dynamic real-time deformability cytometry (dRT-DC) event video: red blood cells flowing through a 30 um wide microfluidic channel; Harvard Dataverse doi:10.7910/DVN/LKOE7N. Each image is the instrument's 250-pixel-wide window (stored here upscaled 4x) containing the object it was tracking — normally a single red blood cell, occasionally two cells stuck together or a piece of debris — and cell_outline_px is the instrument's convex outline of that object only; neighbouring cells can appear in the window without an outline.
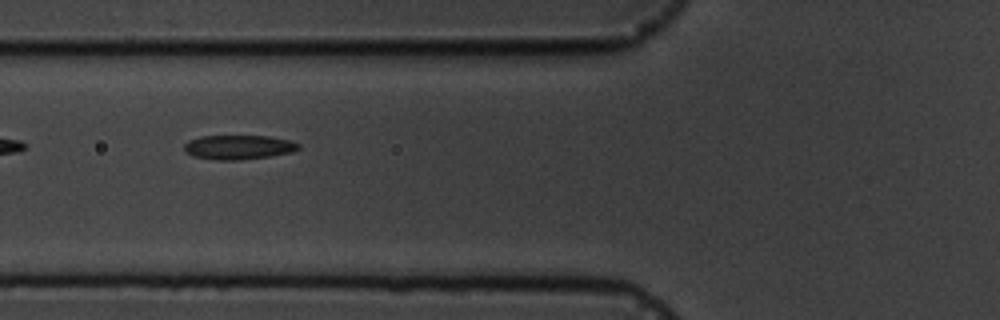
{"species": "common noctule bat (a hibernating species)", "species_latin": "Nyctalus noctula", "temperature_condition": "cold", "stored_images_in_passage": 13, "camera_frame_rate_fps": 3000, "um_per_image_px": 0.085, "animal": {"sex": "male", "body_mass_g": 19.5, "forearm_length_mm": 54.6}, "frame": {"image": 1, "passage_image": 3, "time_ms": 2.0, "image_size_px": [1000, 320], "cell_outline_px": [[300, 148], [292, 152], [268, 156], [240, 160], [216, 160], [192, 156], [184, 152], [184, 144], [188, 140], [200, 136], [268, 136], [288, 140], [300, 144]], "centroid_in_image_um": [20.22, 12.51], "position_along_channel_um": 105.6, "area_um2": 16.24}}
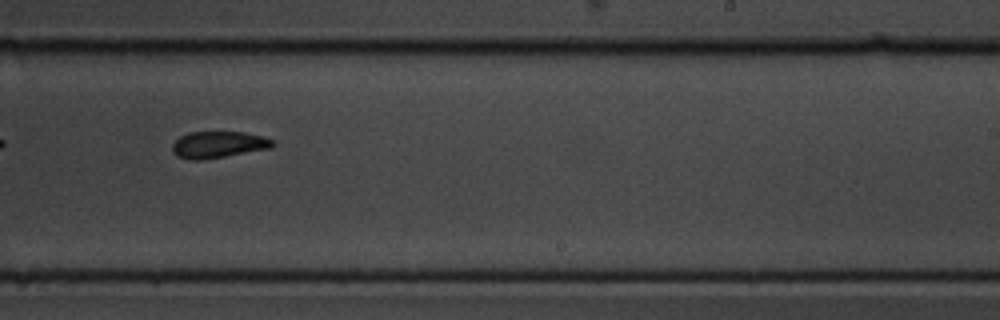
{"frame": {"image": 2, "passage_image": 7, "time_ms": 6.667, "image_size_px": [1000, 320], "cell_outline_px": [[276, 144], [272, 148], [204, 160], [188, 160], [176, 156], [172, 152], [172, 144], [180, 136], [188, 132], [244, 132], [264, 136], [276, 140]], "centroid_in_image_um": [18.59, 12.3], "position_along_channel_um": 270.4, "area_um2": 15.95}}
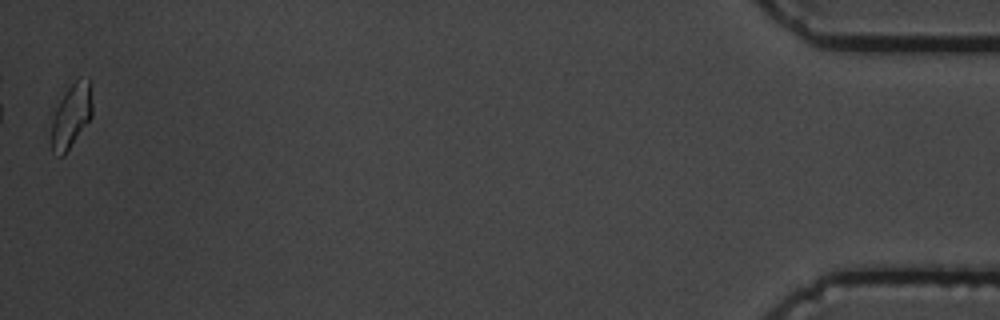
{"frame": {"image": 3, "passage_image": 13, "time_ms": 13.667, "image_size_px": [1000, 320], "cell_outline_px": [[92, 116], [64, 156], [60, 156], [52, 152], [52, 120], [56, 108], [60, 100], [68, 88], [76, 80], [88, 76], [92, 80]], "centroid_in_image_um": [6.1, 9.8], "position_along_channel_um": 429.1, "area_um2": 15.32}, "authors_computed_cell_mechanics": {"area_um2": 15.9528, "velocity_mm_per_s": 3.5451, "shape_relaxation_time_tau1_ms": 1.7856, "shape_relaxation_time_tau2_ms": 3.0297, "deformation_change_tau1": 0.0745, "deformation_change_tau2": 0.0621}}